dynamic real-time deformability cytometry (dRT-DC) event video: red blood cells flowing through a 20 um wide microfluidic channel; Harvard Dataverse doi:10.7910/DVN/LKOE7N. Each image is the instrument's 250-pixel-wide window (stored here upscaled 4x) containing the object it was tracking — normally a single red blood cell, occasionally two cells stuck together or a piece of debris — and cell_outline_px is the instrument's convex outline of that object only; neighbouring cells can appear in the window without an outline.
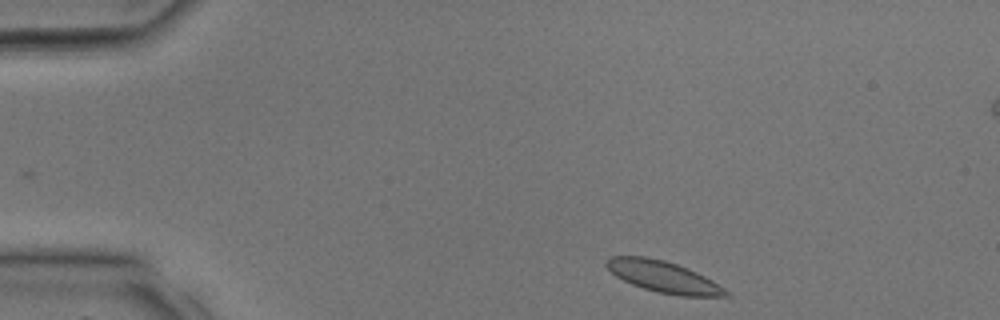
{"species": "common noctule bat (a hibernating species)", "species_latin": "Nyctalus noctula", "temperature_condition": "room temperature", "stored_images_in_passage": 31, "segment_of_instrument_passage": [1, 2], "camera_frame_rate_fps": 3000, "um_per_image_px": 0.085, "animal": {"sex": "male", "body_mass_g": 17.9, "forearm_length_mm": 54.2}, "frame": {"image": 1, "passage_image": 1, "time_ms": 0.0, "image_size_px": [1000, 320], "cell_outline_px": [[732, 296], [680, 296], [660, 292], [644, 288], [632, 284], [616, 276], [604, 264], [612, 256], [644, 256], [664, 260], [676, 264], [696, 272], [712, 280], [724, 288]], "centroid_in_image_um": [56.4, 23.52], "position_along_channel_um": 28.6, "area_um2": 21.44}}
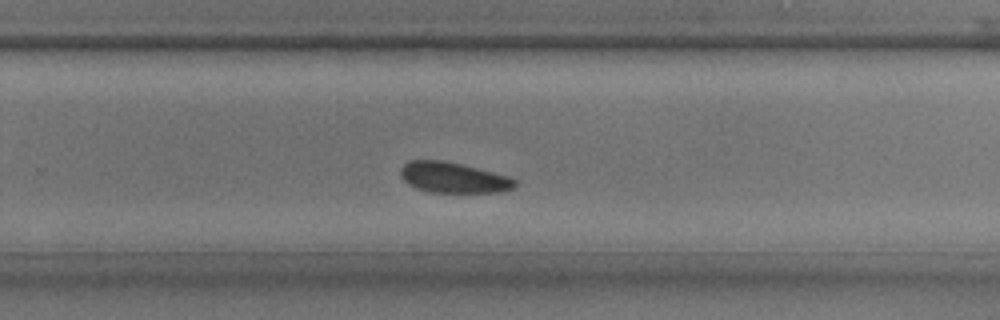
{"frame": {"image": 2, "passage_image": 18, "time_ms": 5.667, "image_size_px": [1000, 320], "cell_outline_px": [[516, 184], [512, 188], [500, 192], [432, 192], [416, 188], [408, 184], [400, 176], [400, 168], [408, 160], [440, 160], [460, 164], [508, 176], [516, 180]], "centroid_in_image_um": [38.49, 15.09], "position_along_channel_um": 291.3, "area_um2": 20.17}}
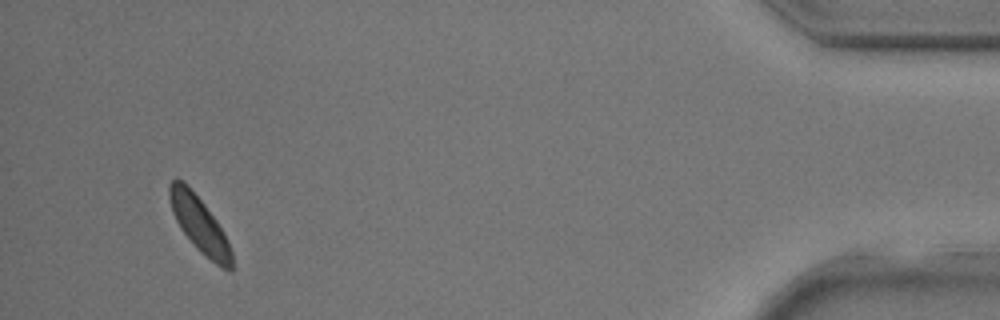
{"frame": {"image": 3, "passage_image": 28, "time_ms": 9.0, "image_size_px": [1000, 320], "cell_outline_px": [[232, 272], [228, 272], [216, 264], [200, 252], [196, 248], [180, 228], [172, 212], [168, 196], [168, 184], [176, 176], [204, 204], [216, 220], [224, 232], [228, 240], [232, 252]], "centroid_in_image_um": [16.96, 19.12], "position_along_channel_um": 418.2, "area_um2": 20.06}}